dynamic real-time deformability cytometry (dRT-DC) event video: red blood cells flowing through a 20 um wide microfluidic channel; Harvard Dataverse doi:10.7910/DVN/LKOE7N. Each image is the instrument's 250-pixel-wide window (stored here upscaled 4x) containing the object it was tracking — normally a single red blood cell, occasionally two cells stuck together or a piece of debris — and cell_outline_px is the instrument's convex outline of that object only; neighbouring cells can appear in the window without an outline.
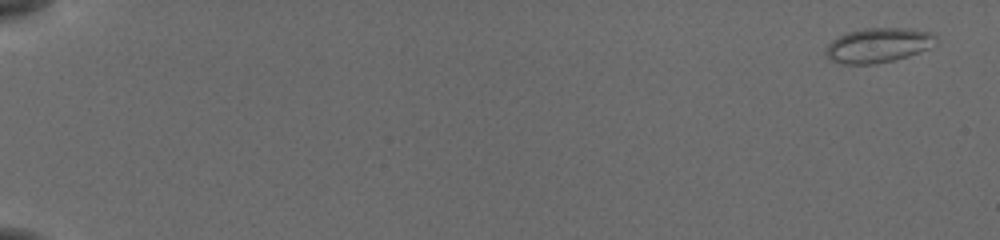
{"species": "common noctule bat (a hibernating species)", "species_latin": "Nyctalus noctula", "temperature_condition": "cold", "stored_images_in_passage": 55, "camera_frame_rate_fps": 3000, "um_per_image_px": 0.085, "animal": {"sex": "female", "body_mass_g": 19.5, "forearm_length_mm": 54.1}, "frame": {"image": 1, "passage_image": 1, "time_ms": 0.0, "image_size_px": [1000, 240], "cell_outline_px": [[936, 36], [928, 48], [908, 56], [876, 64], [844, 64], [828, 60], [824, 56], [824, 52], [828, 44], [832, 40], [848, 32], [864, 28], [908, 28], [932, 32]], "centroid_in_image_um": [74.57, 3.85], "position_along_channel_um": 10.4, "area_um2": 22.14}}
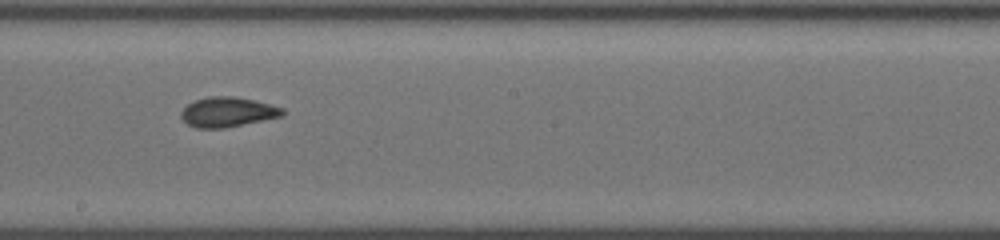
{"frame": {"image": 2, "passage_image": 33, "time_ms": 10.667, "image_size_px": [1000, 240], "cell_outline_px": [[284, 116], [224, 128], [196, 128], [188, 124], [180, 116], [180, 112], [188, 104], [196, 100], [208, 96], [236, 96], [284, 108]], "centroid_in_image_um": [19.34, 9.52], "position_along_channel_um": 228.9, "area_um2": 17.57}}
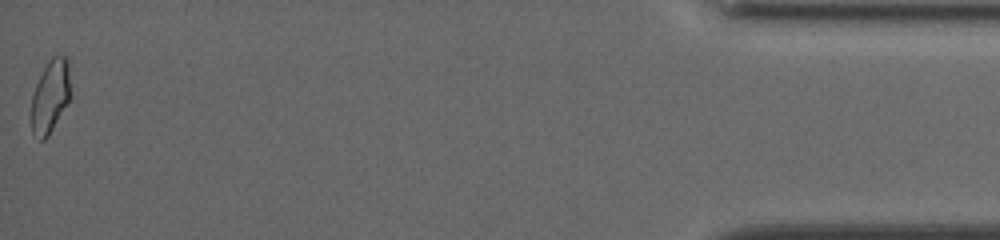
{"frame": {"image": 3, "passage_image": 55, "time_ms": 18.0, "image_size_px": [1000, 240], "cell_outline_px": [[68, 100], [48, 136], [44, 140], [40, 140], [32, 132], [32, 92], [44, 68], [52, 56], [68, 56]], "centroid_in_image_um": [4.24, 8.18], "position_along_channel_um": 431.0, "area_um2": 15.95}, "authors_computed_cell_mechanics": {"area_um2": 17.629, "velocity_mm_per_s": 3.8318, "shape_relaxation_time_tau1_ms": 4.2044, "shape_relaxation_time_tau2_ms": 1.4564, "deformation_change_tau1": 0.1163, "deformation_change_tau2": 0.055}}